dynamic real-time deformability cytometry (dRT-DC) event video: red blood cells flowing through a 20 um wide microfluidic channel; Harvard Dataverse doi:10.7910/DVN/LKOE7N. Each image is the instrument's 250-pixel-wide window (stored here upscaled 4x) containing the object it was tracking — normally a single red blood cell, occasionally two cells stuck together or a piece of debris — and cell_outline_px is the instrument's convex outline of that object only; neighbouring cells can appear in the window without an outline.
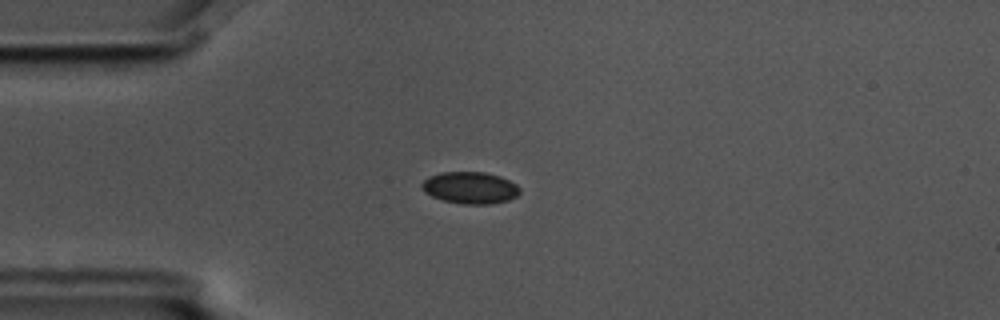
{"species": "common noctule bat (a hibernating species)", "species_latin": "Nyctalus noctula", "temperature_condition": "cold", "stored_images_in_passage": 9, "camera_frame_rate_fps": 3000, "um_per_image_px": 0.085, "animal": {"sex": "male", "body_mass_g": 17.5, "forearm_length_mm": 52.3}, "frame": {"image": 1, "passage_image": 2, "time_ms": 0.333, "image_size_px": [1000, 320], "cell_outline_px": [[520, 192], [516, 196], [508, 200], [488, 204], [460, 204], [444, 200], [432, 196], [424, 192], [420, 184], [428, 176], [440, 172], [484, 172], [500, 176], [516, 184], [520, 188]], "centroid_in_image_um": [39.94, 15.95], "position_along_channel_um": 45.1, "area_um2": 18.21}}
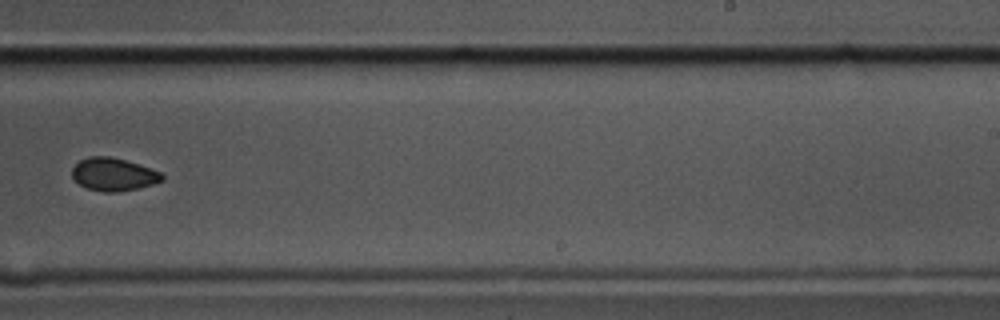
{"frame": {"image": 2, "passage_image": 8, "time_ms": 2.333, "image_size_px": [1000, 320], "cell_outline_px": [[164, 180], [152, 184], [136, 188], [116, 192], [104, 192], [88, 188], [80, 184], [72, 176], [72, 168], [80, 160], [88, 156], [108, 156], [124, 160], [160, 172], [164, 176]], "centroid_in_image_um": [9.62, 14.82], "position_along_channel_um": 279.4, "area_um2": 16.88}}
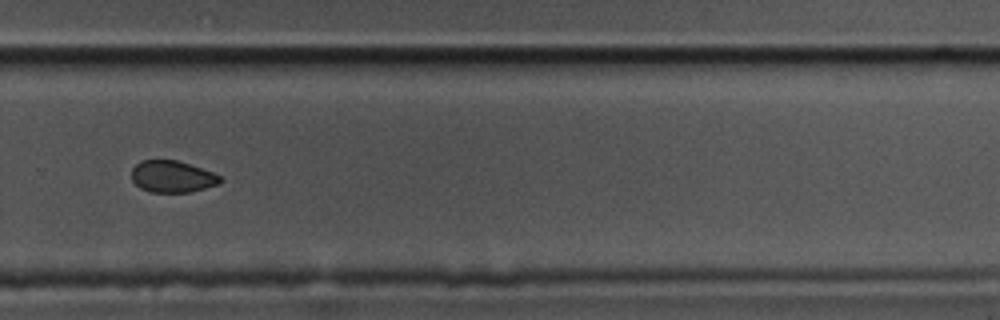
{"frame": {"image": 3, "passage_image": 9, "time_ms": 2.667, "image_size_px": [1000, 320], "cell_outline_px": [[224, 180], [220, 184], [192, 192], [152, 192], [140, 188], [132, 180], [132, 168], [140, 160], [176, 160], [212, 172], [220, 176]], "centroid_in_image_um": [14.66, 15.02], "position_along_channel_um": 315.1, "area_um2": 16.42}}